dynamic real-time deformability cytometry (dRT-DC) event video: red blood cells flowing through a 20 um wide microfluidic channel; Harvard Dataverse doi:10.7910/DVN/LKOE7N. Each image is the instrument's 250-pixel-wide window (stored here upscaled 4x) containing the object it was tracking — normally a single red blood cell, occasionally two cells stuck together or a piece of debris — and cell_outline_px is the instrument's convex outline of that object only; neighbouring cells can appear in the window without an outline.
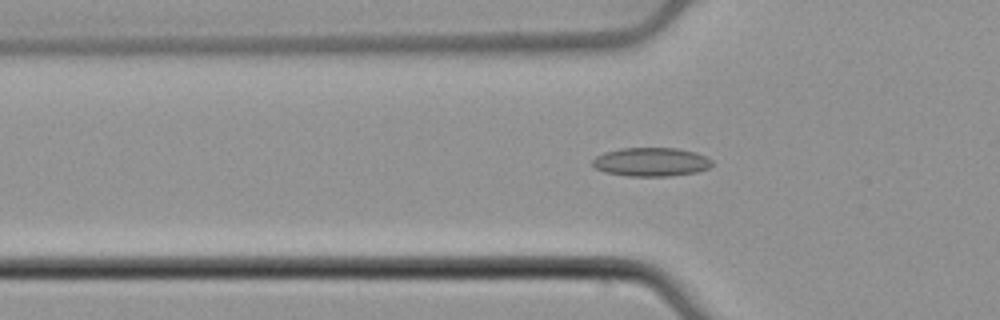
{"species": "common noctule bat (a hibernating species)", "species_latin": "Nyctalus noctula", "temperature_condition": "cold", "stored_images_in_passage": 54, "camera_frame_rate_fps": 3000, "um_per_image_px": 0.085, "animal": {"sex": "male", "body_mass_g": 21.5, "forearm_length_mm": 52.0}, "frame": {"image": 1, "passage_image": 18, "time_ms": 5.667, "image_size_px": [1000, 320], "cell_outline_px": [[712, 164], [708, 168], [696, 172], [668, 176], [628, 176], [604, 172], [596, 168], [592, 164], [592, 160], [596, 156], [604, 152], [620, 148], [676, 148], [696, 152], [712, 160]], "centroid_in_image_um": [55.32, 13.76], "position_along_channel_um": 70.5, "area_um2": 20.0}}
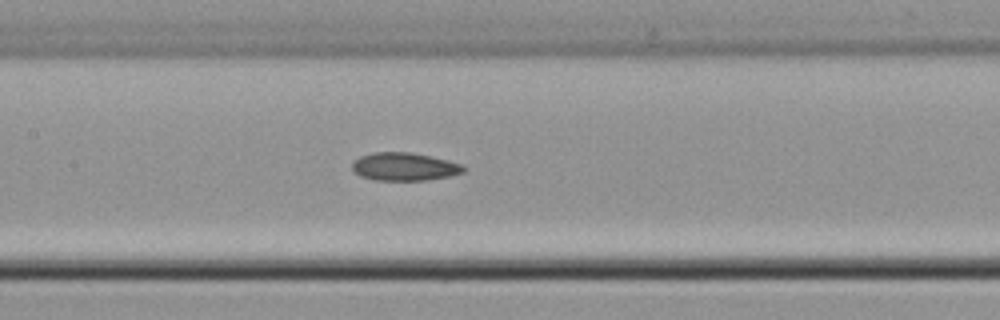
{"frame": {"image": 2, "passage_image": 26, "time_ms": 8.333, "image_size_px": [1000, 320], "cell_outline_px": [[464, 172], [448, 176], [424, 180], [376, 180], [360, 176], [352, 168], [352, 164], [360, 156], [372, 152], [412, 152], [448, 160], [460, 164], [464, 168]], "centroid_in_image_um": [34.35, 14.16], "position_along_channel_um": 173.1, "area_um2": 17.98}}
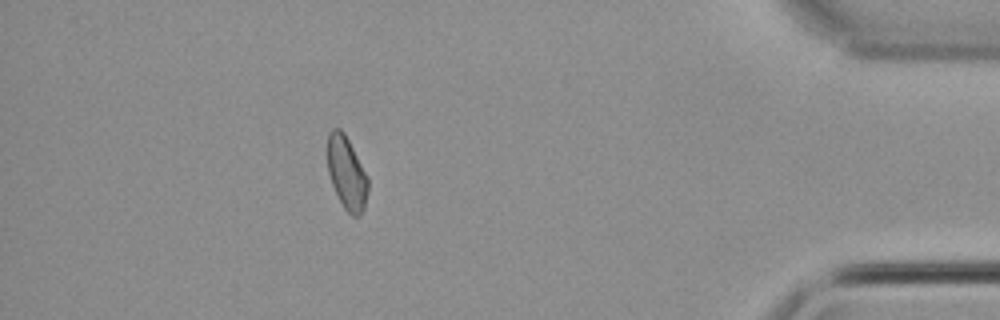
{"frame": {"image": 3, "passage_image": 48, "time_ms": 15.667, "image_size_px": [1000, 320], "cell_outline_px": [[368, 192], [364, 208], [360, 216], [352, 216], [344, 208], [332, 184], [328, 172], [328, 132], [332, 128], [340, 128], [344, 132], [368, 176]], "centroid_in_image_um": [29.48, 14.7], "position_along_channel_um": 405.7, "area_um2": 17.17}, "authors_computed_cell_mechanics": {"area_um2": 17.9469, "velocity_mm_per_s": 3.8597, "shape_relaxation_time_tau1_ms": 3.0157, "shape_relaxation_time_tau2_ms": 4.6562, "deformation_change_tau1": 0.0626, "deformation_change_tau2": 0.1047}}